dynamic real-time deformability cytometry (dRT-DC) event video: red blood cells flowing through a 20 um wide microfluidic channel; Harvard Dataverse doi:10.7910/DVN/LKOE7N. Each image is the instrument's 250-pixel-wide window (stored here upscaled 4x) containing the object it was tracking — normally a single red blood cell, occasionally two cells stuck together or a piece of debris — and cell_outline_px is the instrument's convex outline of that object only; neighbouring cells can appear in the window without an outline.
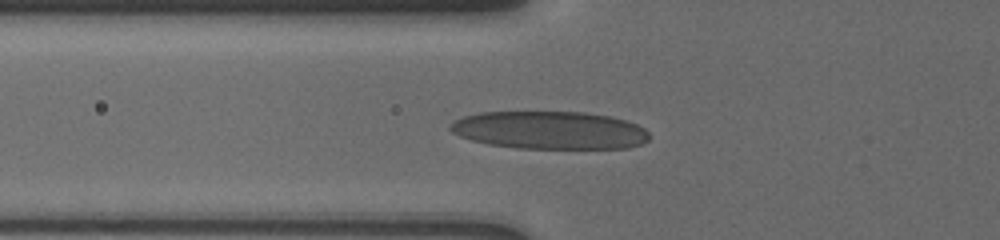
{"species": "human", "species_latin": "Homo sapiens", "temperature_condition": "cold", "stored_images_in_passage": 44, "camera_frame_rate_fps": 3000, "um_per_image_px": 0.085, "donor": {"sex": "male"}, "frame": {"image": 1, "passage_image": 3, "time_ms": 0.333, "image_size_px": [1000, 240], "cell_outline_px": [[648, 140], [640, 144], [628, 148], [516, 148], [488, 144], [472, 140], [460, 136], [452, 132], [448, 128], [448, 124], [464, 116], [480, 112], [584, 112], [612, 116], [636, 124], [644, 128], [648, 132]], "centroid_in_image_um": [46.71, 11.06], "position_along_channel_um": 79.1, "area_um2": 43.93}}
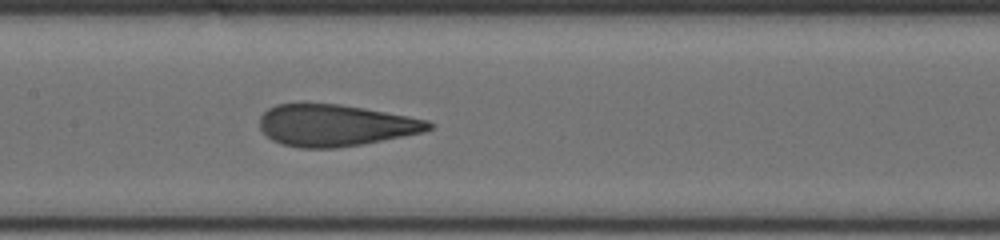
{"frame": {"image": 2, "passage_image": 24, "time_ms": 3.0, "image_size_px": [1000, 240], "cell_outline_px": [[432, 128], [424, 132], [360, 144], [336, 148], [300, 148], [280, 144], [272, 140], [260, 128], [260, 116], [268, 108], [276, 104], [340, 104], [364, 108], [408, 116], [428, 120], [432, 124]], "centroid_in_image_um": [28.48, 10.65], "position_along_channel_um": 178.9, "area_um2": 40.81}}
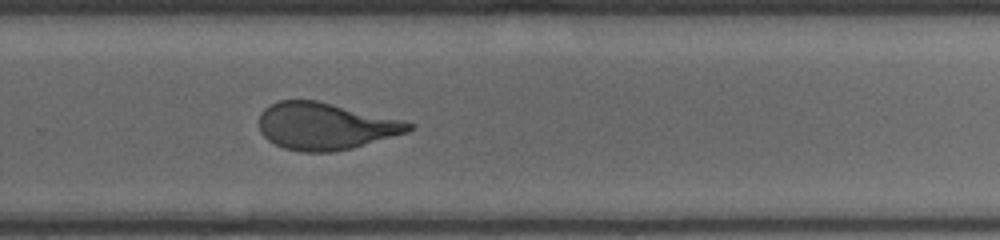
{"frame": {"image": 3, "passage_image": 42, "time_ms": 6.333, "image_size_px": [1000, 240], "cell_outline_px": [[412, 128], [408, 132], [352, 148], [332, 152], [300, 152], [284, 148], [268, 140], [260, 132], [260, 112], [264, 108], [280, 100], [316, 100], [404, 120], [412, 124]], "centroid_in_image_um": [27.64, 10.72], "position_along_channel_um": 302.2, "area_um2": 40.86}}